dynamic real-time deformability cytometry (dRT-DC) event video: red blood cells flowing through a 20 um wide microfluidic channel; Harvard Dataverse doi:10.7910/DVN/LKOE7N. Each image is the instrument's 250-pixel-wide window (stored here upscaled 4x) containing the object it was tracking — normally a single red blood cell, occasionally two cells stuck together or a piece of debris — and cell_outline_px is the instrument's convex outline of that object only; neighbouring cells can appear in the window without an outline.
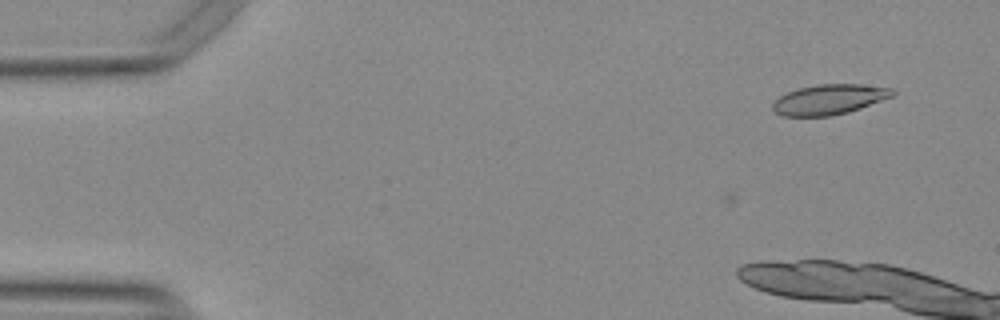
{"species": "Egyptian fruit bat (a non-hibernating species)", "species_latin": "Rousettus aegyptiacus", "temperature_condition": "warm", "stored_images_in_passage": 10, "camera_frame_rate_fps": 3000, "um_per_image_px": 0.085, "animal": {"sex": "female"}, "frame": {"image": 1, "passage_image": 2, "time_ms": 0.333, "image_size_px": [1000, 320], "cell_outline_px": [[896, 92], [892, 96], [860, 108], [848, 112], [832, 116], [784, 116], [776, 112], [772, 108], [772, 104], [780, 96], [788, 92], [800, 88], [816, 84], [860, 84], [892, 88]], "centroid_in_image_um": [70.49, 8.45], "position_along_channel_um": 14.5, "area_um2": 20.87}}